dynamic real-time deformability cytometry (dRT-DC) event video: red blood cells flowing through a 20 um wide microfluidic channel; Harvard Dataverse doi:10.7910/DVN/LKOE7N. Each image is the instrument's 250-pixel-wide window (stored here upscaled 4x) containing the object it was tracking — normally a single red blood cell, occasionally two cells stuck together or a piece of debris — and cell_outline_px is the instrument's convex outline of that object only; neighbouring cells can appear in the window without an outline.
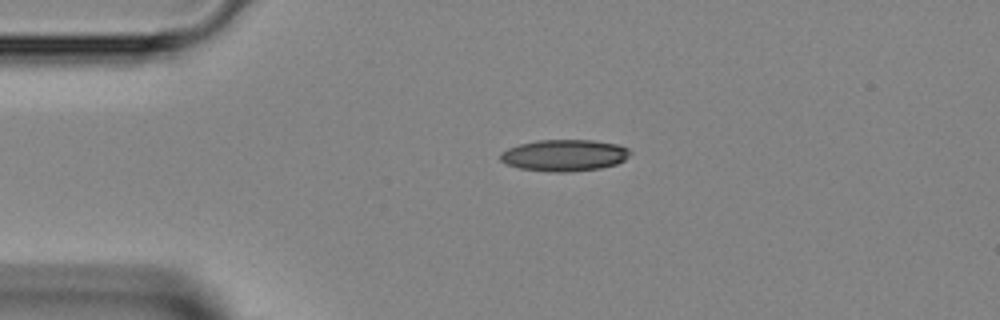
{"species": "Egyptian fruit bat (a non-hibernating species)", "species_latin": "Rousettus aegyptiacus", "temperature_condition": "room temperature", "stored_images_in_passage": 9, "camera_frame_rate_fps": 3000, "um_per_image_px": 0.085, "animal": {"sex": "female"}, "frame": {"image": 1, "passage_image": 1, "time_ms": 0.0, "image_size_px": [1000, 320], "cell_outline_px": [[632, 152], [624, 160], [616, 164], [600, 168], [564, 172], [552, 172], [520, 168], [508, 164], [500, 160], [500, 152], [508, 148], [520, 144], [536, 140], [592, 140], [616, 144], [628, 148]], "centroid_in_image_um": [47.97, 13.19], "position_along_channel_um": 37.0, "area_um2": 23.76}}